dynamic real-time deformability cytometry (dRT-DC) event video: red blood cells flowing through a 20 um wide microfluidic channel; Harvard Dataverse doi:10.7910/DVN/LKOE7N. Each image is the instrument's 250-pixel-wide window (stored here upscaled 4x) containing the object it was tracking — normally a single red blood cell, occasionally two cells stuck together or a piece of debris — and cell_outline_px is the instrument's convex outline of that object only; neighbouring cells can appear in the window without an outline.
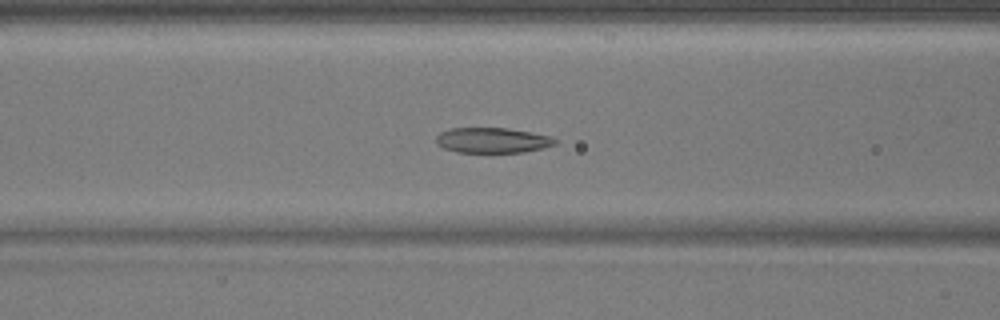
{"species": "common noctule bat (a hibernating species)", "species_latin": "Nyctalus noctula", "temperature_condition": "warm", "stored_images_in_passage": 29, "camera_frame_rate_fps": 3000, "um_per_image_px": 0.085, "animal": {"sex": "male", "body_mass_g": 17.9}, "frame": {"image": 1, "passage_image": 5, "time_ms": 1.333, "image_size_px": [1000, 320], "cell_outline_px": [[560, 140], [556, 144], [544, 148], [524, 152], [456, 152], [444, 148], [436, 144], [436, 136], [440, 132], [452, 128], [508, 128], [552, 136]], "centroid_in_image_um": [41.89, 11.92], "position_along_channel_um": 124.7, "area_um2": 17.69}}
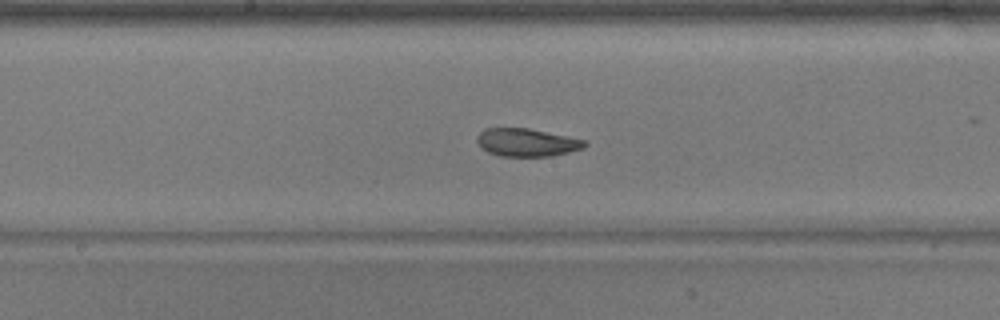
{"frame": {"image": 2, "passage_image": 11, "time_ms": 3.333, "image_size_px": [1000, 320], "cell_outline_px": [[588, 144], [584, 148], [552, 156], [500, 156], [488, 152], [480, 148], [476, 140], [476, 136], [484, 128], [528, 128], [588, 140]], "centroid_in_image_um": [44.78, 12.1], "position_along_channel_um": 203.4, "area_um2": 17.74}}
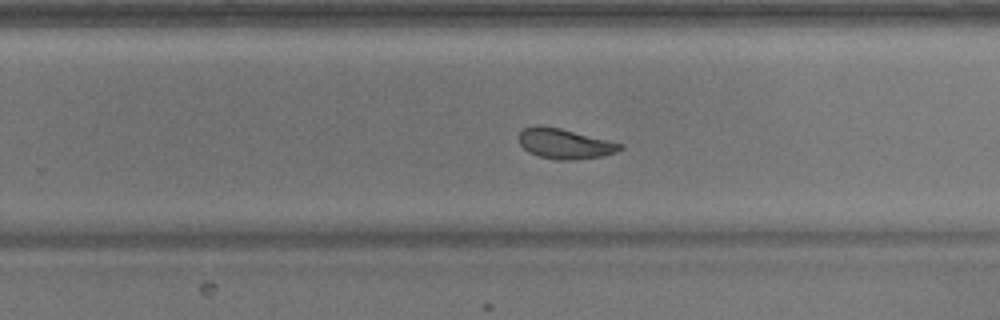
{"frame": {"image": 3, "passage_image": 17, "time_ms": 5.333, "image_size_px": [1000, 320], "cell_outline_px": [[624, 148], [616, 152], [604, 156], [572, 160], [556, 160], [540, 156], [528, 152], [520, 144], [520, 132], [524, 128], [536, 124], [560, 128], [624, 144]], "centroid_in_image_um": [48.02, 12.21], "position_along_channel_um": 281.8, "area_um2": 17.8}}